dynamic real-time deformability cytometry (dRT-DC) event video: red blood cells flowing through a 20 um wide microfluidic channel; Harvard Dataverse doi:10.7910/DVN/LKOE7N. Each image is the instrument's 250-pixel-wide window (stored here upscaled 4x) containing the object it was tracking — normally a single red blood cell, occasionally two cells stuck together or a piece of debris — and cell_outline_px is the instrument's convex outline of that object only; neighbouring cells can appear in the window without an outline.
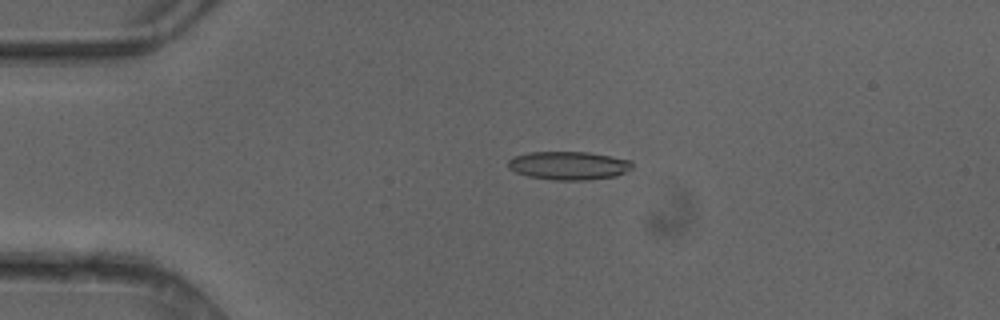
{"species": "common noctule bat (a hibernating species)", "species_latin": "Nyctalus noctula", "temperature_condition": "cold", "stored_images_in_passage": 2, "camera_frame_rate_fps": 3000, "um_per_image_px": 0.085, "animal": {"sex": "female"}, "frame": {"image": 1, "passage_image": 1, "time_ms": 0.0, "image_size_px": [1000, 320], "cell_outline_px": [[632, 168], [616, 176], [584, 180], [552, 180], [528, 176], [516, 172], [508, 168], [508, 160], [512, 156], [528, 152], [588, 152], [632, 160]], "centroid_in_image_um": [48.31, 14.07], "position_along_channel_um": 36.7, "area_um2": 20.58}}